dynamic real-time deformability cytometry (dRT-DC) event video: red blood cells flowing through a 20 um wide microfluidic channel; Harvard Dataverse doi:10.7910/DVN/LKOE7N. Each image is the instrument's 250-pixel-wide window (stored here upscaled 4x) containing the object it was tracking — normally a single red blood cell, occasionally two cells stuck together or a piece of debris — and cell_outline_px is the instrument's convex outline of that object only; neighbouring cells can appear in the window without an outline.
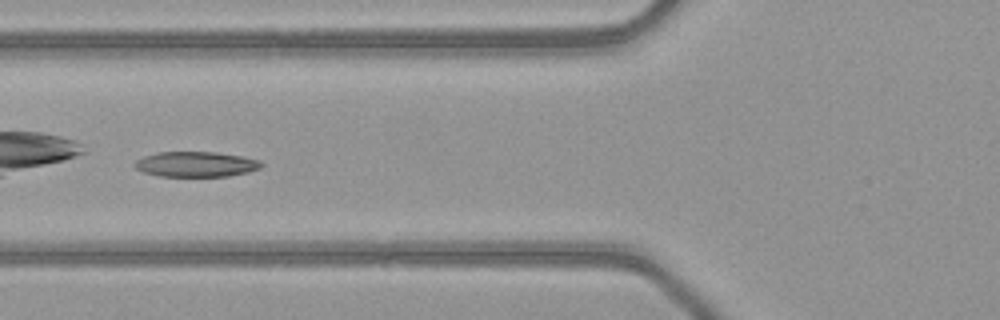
{"species": "common noctule bat (a hibernating species)", "species_latin": "Nyctalus noctula", "temperature_condition": "warm", "stored_images_in_passage": 25, "camera_frame_rate_fps": 3000, "um_per_image_px": 0.085, "animal": {"sex": "female", "body_mass_g": 21.9}, "frame": {"image": 1, "passage_image": 4, "time_ms": 1.0, "image_size_px": [1000, 320], "cell_outline_px": [[264, 164], [260, 168], [248, 172], [228, 176], [160, 176], [144, 172], [136, 168], [132, 164], [136, 160], [144, 156], [156, 152], [216, 152], [244, 156], [260, 160]], "centroid_in_image_um": [16.67, 13.95], "position_along_channel_um": 109.1, "area_um2": 18.73}}
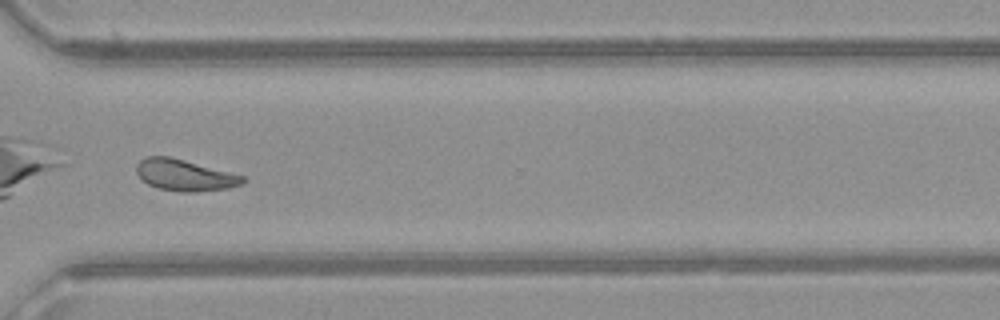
{"frame": {"image": 2, "passage_image": 22, "time_ms": 7.0, "image_size_px": [1000, 320], "cell_outline_px": [[248, 180], [244, 184], [228, 188], [196, 192], [180, 192], [156, 188], [148, 184], [136, 172], [136, 164], [140, 160], [148, 156], [168, 156], [184, 160], [244, 176]], "centroid_in_image_um": [15.71, 14.9], "position_along_channel_um": 354.9, "area_um2": 19.42}, "authors_computed_cell_mechanics": {"area_um2": 18.785, "velocity_mm_per_s": 4.0952, "shape_relaxation_time_tau1_ms": 3.3037, "shape_relaxation_time_tau2_ms": 2.6675, "deformation_change_tau1": 0.1241, "deformation_change_tau2": 0.0971}}